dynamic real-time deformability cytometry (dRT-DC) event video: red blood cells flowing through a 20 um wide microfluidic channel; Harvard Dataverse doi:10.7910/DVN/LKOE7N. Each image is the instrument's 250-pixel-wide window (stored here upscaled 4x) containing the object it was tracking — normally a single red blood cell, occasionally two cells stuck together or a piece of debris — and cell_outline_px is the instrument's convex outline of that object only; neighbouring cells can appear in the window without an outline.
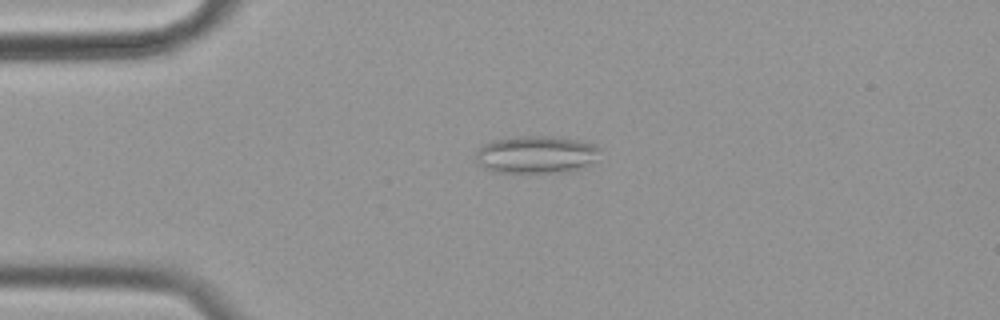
{"species": "common noctule bat (a hibernating species)", "species_latin": "Nyctalus noctula", "temperature_condition": "cold", "stored_images_in_passage": 57, "camera_frame_rate_fps": 3000, "um_per_image_px": 0.085, "animal": {"sex": "female", "body_mass_g": 19.9}, "frame": {"image": 1, "passage_image": 13, "time_ms": 4.0, "image_size_px": [1000, 320], "cell_outline_px": [[600, 148], [596, 160], [592, 164], [564, 172], [492, 172], [476, 164], [476, 148], [492, 140], [516, 136], [552, 136], [580, 140], [596, 144]], "centroid_in_image_um": [45.55, 13.13], "position_along_channel_um": 39.5, "area_um2": 27.51}}
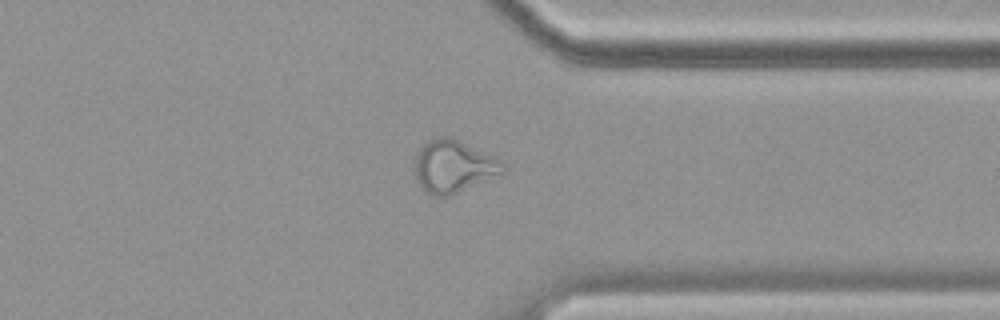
{"frame": {"image": 2, "passage_image": 44, "time_ms": 14.333, "image_size_px": [1000, 320], "cell_outline_px": [[504, 172], [448, 196], [432, 196], [424, 192], [420, 188], [416, 180], [416, 152], [428, 140], [440, 136], [448, 136], [496, 156], [504, 160]], "centroid_in_image_um": [38.53, 14.14], "position_along_channel_um": 372.9, "area_um2": 26.88}}
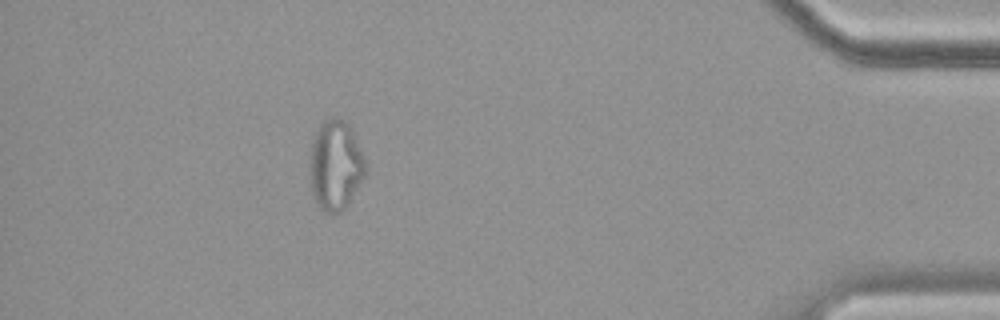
{"frame": {"image": 3, "passage_image": 51, "time_ms": 16.667, "image_size_px": [1000, 320], "cell_outline_px": [[364, 176], [344, 208], [340, 212], [332, 216], [320, 208], [312, 192], [312, 140], [320, 124], [324, 120], [332, 116], [336, 116], [344, 120], [348, 124], [364, 156]], "centroid_in_image_um": [28.52, 14.03], "position_along_channel_um": 406.7, "area_um2": 28.26}, "authors_computed_cell_mechanics": {"area_um2": 27.1082, "velocity_mm_per_s": 3.5154, "shape_relaxation_time_tau1_ms": null, "shape_relaxation_time_tau2_ms": 2.9178, "deformation_change_tau1": null, "deformation_change_tau2": 0.1116}}